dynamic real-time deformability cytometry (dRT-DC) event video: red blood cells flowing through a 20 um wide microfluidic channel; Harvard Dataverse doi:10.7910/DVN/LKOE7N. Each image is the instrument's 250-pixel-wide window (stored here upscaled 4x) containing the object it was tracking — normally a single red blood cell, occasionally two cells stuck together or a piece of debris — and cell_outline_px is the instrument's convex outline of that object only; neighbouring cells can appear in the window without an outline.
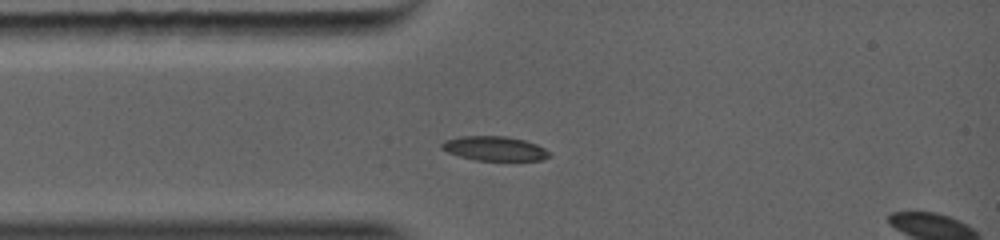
{"species": "common noctule bat (a hibernating species)", "species_latin": "Nyctalus noctula", "temperature_condition": "warm", "stored_images_in_passage": 30, "camera_frame_rate_fps": 5000, "um_per_image_px": 0.085, "animal": {"sex": "female", "body_mass_g": 19.0, "forearm_length_mm": 56.7}, "frame": {"image": 1, "passage_image": 7, "time_ms": 1.8, "image_size_px": [1000, 240], "cell_outline_px": [[552, 156], [544, 160], [472, 160], [448, 152], [440, 148], [440, 144], [444, 140], [468, 136], [496, 136], [520, 140], [536, 144], [552, 152]], "centroid_in_image_um": [42.05, 12.64], "position_along_channel_um": 43.0, "area_um2": 15.09}}
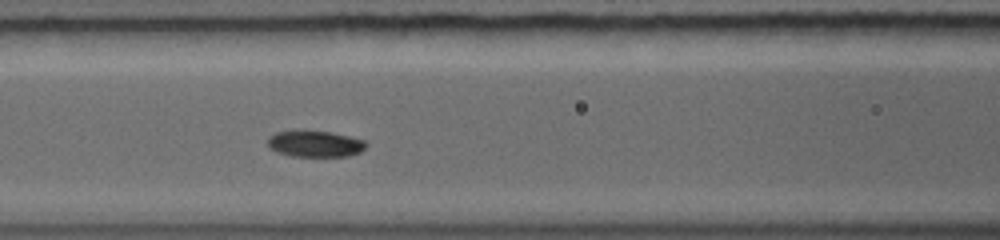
{"frame": {"image": 2, "passage_image": 14, "time_ms": 3.8, "image_size_px": [1000, 240], "cell_outline_px": [[364, 148], [360, 152], [348, 156], [288, 156], [276, 152], [268, 144], [268, 140], [272, 136], [284, 132], [320, 132], [344, 136], [360, 140], [364, 144]], "centroid_in_image_um": [26.74, 12.28], "position_along_channel_um": 139.9, "area_um2": 13.99}}
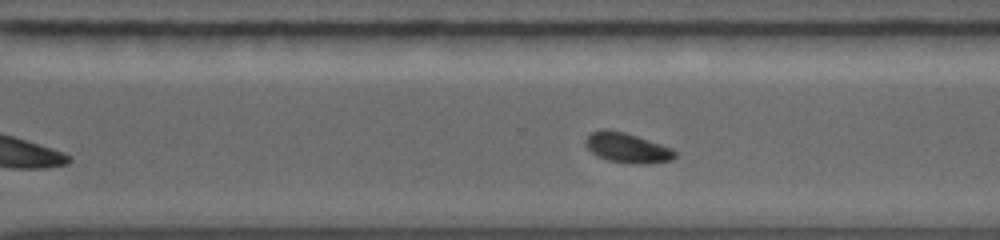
{"frame": {"image": 3, "passage_image": 26, "time_ms": 7.4, "image_size_px": [1000, 240], "cell_outline_px": [[676, 156], [672, 160], [644, 164], [640, 164], [608, 160], [592, 152], [588, 148], [588, 140], [596, 132], [620, 132], [668, 148], [676, 152]], "centroid_in_image_um": [53.39, 12.64], "position_along_channel_um": 317.2, "area_um2": 13.93}}